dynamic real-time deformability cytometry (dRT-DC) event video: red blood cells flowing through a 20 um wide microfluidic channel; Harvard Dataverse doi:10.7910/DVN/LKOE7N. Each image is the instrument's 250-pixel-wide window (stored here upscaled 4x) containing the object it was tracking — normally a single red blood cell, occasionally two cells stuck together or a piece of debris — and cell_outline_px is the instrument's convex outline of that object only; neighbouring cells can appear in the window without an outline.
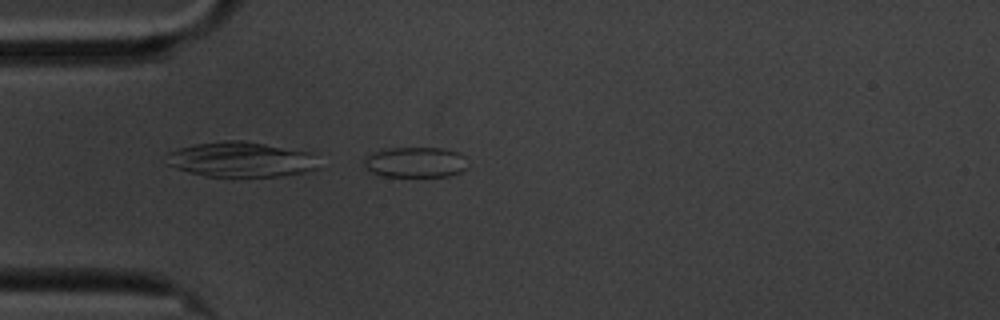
{"species": "common noctule bat (a hibernating species)", "species_latin": "Nyctalus noctula", "temperature_condition": "cold", "stored_images_in_passage": 16, "camera_frame_rate_fps": 3000, "um_per_image_px": 0.085, "animal": {"sex": "male", "body_mass_g": 20.1, "forearm_length_mm": 53.5}, "frame": {"image": 1, "passage_image": 16, "time_ms": 5.0, "image_size_px": [1000, 320], "cell_outline_px": [[468, 168], [460, 172], [448, 176], [384, 176], [368, 172], [364, 168], [364, 156], [372, 152], [392, 148], [444, 148], [460, 152], [464, 156]], "centroid_in_image_um": [35.29, 13.79], "position_along_channel_um": 49.7, "area_um2": 18.67}}